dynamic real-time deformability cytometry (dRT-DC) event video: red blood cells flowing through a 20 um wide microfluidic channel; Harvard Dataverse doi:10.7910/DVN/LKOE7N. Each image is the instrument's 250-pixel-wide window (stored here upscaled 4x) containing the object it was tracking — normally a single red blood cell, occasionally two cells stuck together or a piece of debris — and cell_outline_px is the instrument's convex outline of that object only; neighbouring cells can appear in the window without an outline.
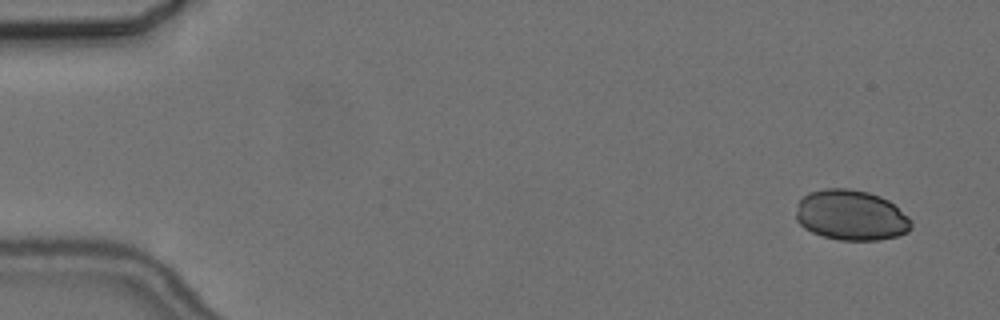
{"species": "common noctule bat (a hibernating species)", "species_latin": "Nyctalus noctula", "temperature_condition": "cold", "stored_images_in_passage": 4, "camera_frame_rate_fps": 3000, "um_per_image_px": 0.085, "animal": {"sex": "female", "body_mass_g": 24.6, "forearm_length_mm": 56.2}, "frame": {"image": 1, "passage_image": 1, "time_ms": 0.0, "image_size_px": [1000, 320], "cell_outline_px": [[912, 228], [908, 232], [896, 236], [880, 240], [840, 240], [824, 236], [812, 232], [804, 228], [796, 220], [796, 212], [800, 200], [808, 192], [824, 188], [848, 188], [868, 192], [880, 196], [888, 200], [908, 216], [912, 220]], "centroid_in_image_um": [72.35, 18.29], "position_along_channel_um": 12.7, "area_um2": 33.93}}